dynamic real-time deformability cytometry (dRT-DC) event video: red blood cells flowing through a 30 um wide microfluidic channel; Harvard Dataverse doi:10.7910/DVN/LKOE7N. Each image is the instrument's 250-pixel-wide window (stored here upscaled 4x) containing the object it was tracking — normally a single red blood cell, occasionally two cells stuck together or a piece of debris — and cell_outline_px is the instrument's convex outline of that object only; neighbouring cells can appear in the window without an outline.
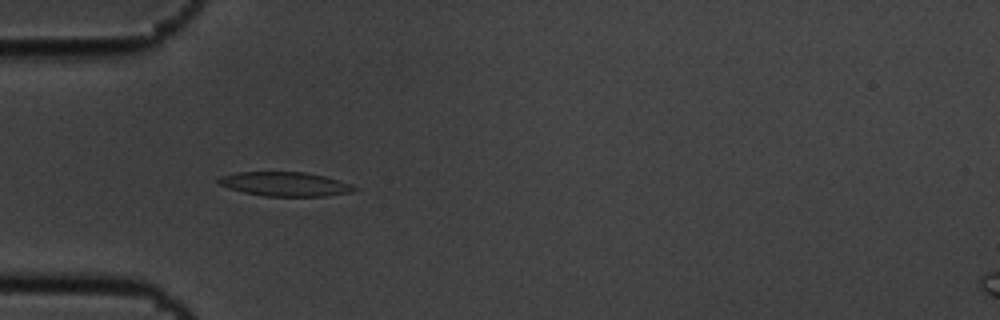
{"species": "common noctule bat (a hibernating species)", "species_latin": "Nyctalus noctula", "temperature_condition": "cold", "stored_images_in_passage": 5, "camera_frame_rate_fps": 3000, "um_per_image_px": 0.085, "animal": {"sex": "male", "body_mass_g": 19.5, "forearm_length_mm": 54.6}, "frame": {"image": 1, "passage_image": 4, "time_ms": 1.0, "image_size_px": [1000, 320], "cell_outline_px": [[360, 188], [352, 192], [324, 196], [264, 196], [244, 192], [228, 188], [216, 184], [216, 180], [220, 176], [236, 172], [304, 172], [324, 176], [352, 184]], "centroid_in_image_um": [24.2, 15.64], "position_along_channel_um": 60.8, "area_um2": 19.25}}
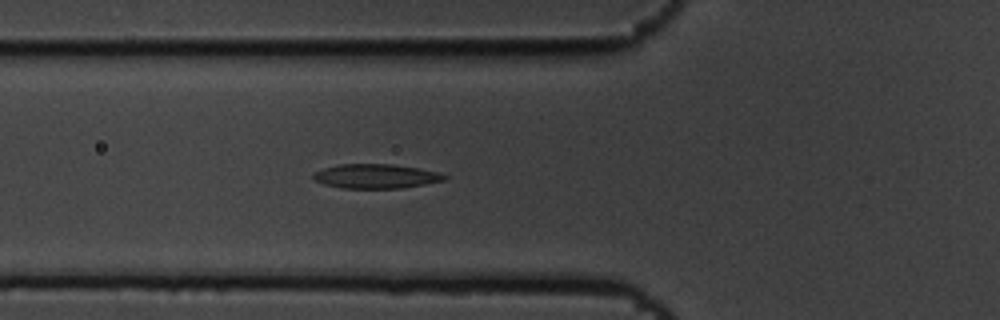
{"frame": {"image": 2, "passage_image": 5, "time_ms": 1.333, "image_size_px": [1000, 320], "cell_outline_px": [[448, 176], [444, 180], [424, 184], [400, 188], [344, 188], [324, 184], [316, 180], [312, 176], [312, 172], [324, 168], [340, 164], [392, 164], [420, 168], [440, 172]], "centroid_in_image_um": [31.96, 14.97], "position_along_channel_um": 93.8, "area_um2": 18.55}}